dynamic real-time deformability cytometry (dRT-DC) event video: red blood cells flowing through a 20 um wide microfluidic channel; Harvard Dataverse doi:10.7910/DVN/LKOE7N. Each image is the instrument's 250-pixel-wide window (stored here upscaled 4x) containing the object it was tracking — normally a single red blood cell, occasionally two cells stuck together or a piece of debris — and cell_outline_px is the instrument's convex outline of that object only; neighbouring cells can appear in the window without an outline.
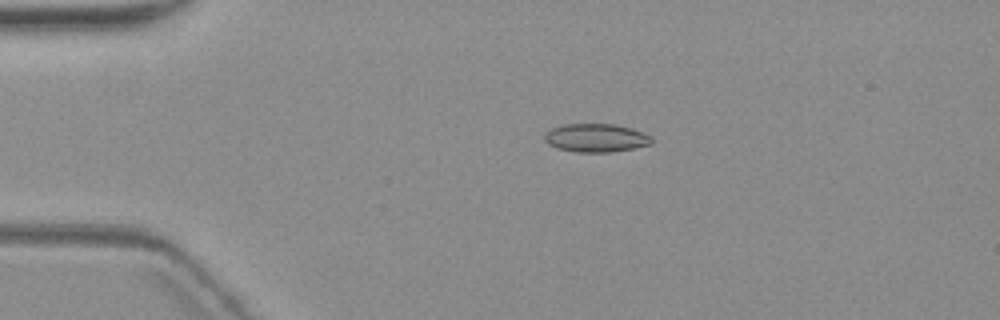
{"species": "common noctule bat (a hibernating species)", "species_latin": "Nyctalus noctula", "temperature_condition": "warm", "stored_images_in_passage": 5, "camera_frame_rate_fps": 3000, "um_per_image_px": 0.085, "animal": {"sex": "female", "body_mass_g": 19.3, "forearm_length_mm": 54.1}, "frame": {"image": 1, "passage_image": 4, "time_ms": 3.667, "image_size_px": [1000, 320], "cell_outline_px": [[652, 144], [636, 148], [612, 152], [576, 152], [556, 148], [548, 144], [544, 140], [544, 132], [560, 124], [616, 124], [632, 128], [644, 132], [652, 136]], "centroid_in_image_um": [50.66, 11.72], "position_along_channel_um": 34.3, "area_um2": 18.09}}